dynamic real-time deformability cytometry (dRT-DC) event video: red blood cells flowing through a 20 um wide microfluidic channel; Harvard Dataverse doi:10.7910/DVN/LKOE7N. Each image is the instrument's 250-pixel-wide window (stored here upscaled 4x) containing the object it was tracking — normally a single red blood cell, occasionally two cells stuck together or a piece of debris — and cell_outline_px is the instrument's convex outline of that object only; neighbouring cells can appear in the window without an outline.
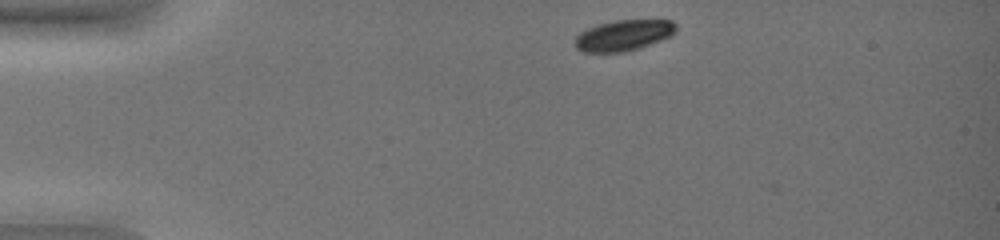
{"species": "common noctule bat (a hibernating species)", "species_latin": "Nyctalus noctula", "temperature_condition": "warm", "stored_images_in_passage": 4, "camera_frame_rate_fps": 3000, "um_per_image_px": 0.085, "animal": {"sex": "female", "body_mass_g": 19.0, "forearm_length_mm": 51.5}, "frame": {"image": 1, "passage_image": 1, "time_ms": 0.0, "image_size_px": [1000, 240], "cell_outline_px": [[676, 32], [672, 36], [640, 48], [624, 52], [584, 52], [576, 48], [572, 44], [576, 36], [580, 32], [588, 28], [600, 24], [616, 20], [672, 20], [676, 24]], "centroid_in_image_um": [53.0, 3.01], "position_along_channel_um": 32.0, "area_um2": 18.32}}